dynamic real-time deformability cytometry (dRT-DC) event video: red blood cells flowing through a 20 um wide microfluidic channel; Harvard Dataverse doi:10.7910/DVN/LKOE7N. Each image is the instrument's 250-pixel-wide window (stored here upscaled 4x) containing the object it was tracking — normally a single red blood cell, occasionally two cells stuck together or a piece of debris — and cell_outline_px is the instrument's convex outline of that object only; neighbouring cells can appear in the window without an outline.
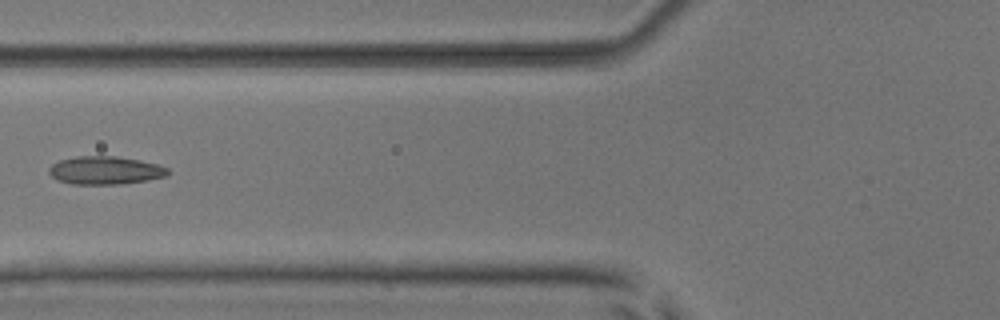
{"species": "common noctule bat (a hibernating species)", "species_latin": "Nyctalus noctula", "temperature_condition": "room temperature", "stored_images_in_passage": 6, "camera_frame_rate_fps": 3000, "um_per_image_px": 0.085, "animal": {"sex": "male", "body_mass_g": 17.9, "forearm_length_mm": 54.2}, "frame": {"image": 1, "passage_image": 6, "time_ms": 1.667, "image_size_px": [1000, 320], "cell_outline_px": [[172, 172], [168, 176], [148, 180], [120, 184], [72, 184], [56, 180], [48, 172], [48, 168], [52, 164], [60, 160], [76, 156], [116, 156], [140, 160], [156, 164], [168, 168]], "centroid_in_image_um": [8.96, 14.48], "position_along_channel_um": 116.8, "area_um2": 19.65}}